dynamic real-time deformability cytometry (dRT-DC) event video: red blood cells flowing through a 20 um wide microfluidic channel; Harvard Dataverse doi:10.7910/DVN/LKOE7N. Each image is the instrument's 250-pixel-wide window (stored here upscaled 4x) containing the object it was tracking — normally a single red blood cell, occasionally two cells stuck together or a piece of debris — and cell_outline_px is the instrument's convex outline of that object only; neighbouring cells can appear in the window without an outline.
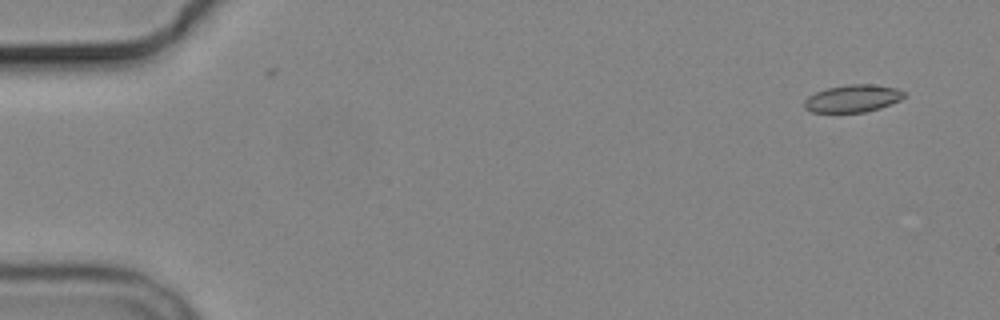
{"species": "common noctule bat (a hibernating species)", "species_latin": "Nyctalus noctula", "temperature_condition": "cold", "stored_images_in_passage": 5, "camera_frame_rate_fps": 3000, "um_per_image_px": 0.085, "animal": {"sex": "male", "body_mass_g": 19.2, "forearm_length_mm": 51.8}, "frame": {"image": 1, "passage_image": 2, "time_ms": 1.0, "image_size_px": [1000, 320], "cell_outline_px": [[904, 96], [900, 100], [880, 108], [864, 112], [812, 112], [804, 108], [804, 100], [808, 96], [816, 92], [828, 88], [848, 84], [872, 84], [896, 88], [904, 92]], "centroid_in_image_um": [72.46, 8.37], "position_along_channel_um": 12.5, "area_um2": 15.84}}
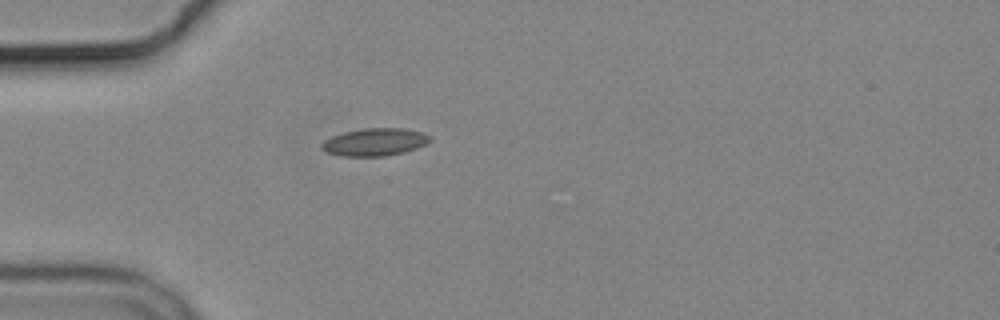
{"frame": {"image": 2, "passage_image": 5, "time_ms": 5.333, "image_size_px": [1000, 320], "cell_outline_px": [[432, 140], [416, 148], [404, 152], [384, 156], [344, 156], [328, 152], [320, 148], [320, 144], [324, 140], [332, 136], [344, 132], [364, 128], [404, 128], [420, 132], [432, 136]], "centroid_in_image_um": [31.85, 12.07], "position_along_channel_um": 53.1, "area_um2": 17.34}}